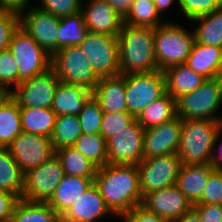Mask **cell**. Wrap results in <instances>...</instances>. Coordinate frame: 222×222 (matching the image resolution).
<instances>
[{"mask_svg":"<svg viewBox=\"0 0 222 222\" xmlns=\"http://www.w3.org/2000/svg\"><path fill=\"white\" fill-rule=\"evenodd\" d=\"M64 175L61 162L55 154L37 168L24 174L22 199L47 202Z\"/></svg>","mask_w":222,"mask_h":222,"instance_id":"obj_11","label":"cell"},{"mask_svg":"<svg viewBox=\"0 0 222 222\" xmlns=\"http://www.w3.org/2000/svg\"><path fill=\"white\" fill-rule=\"evenodd\" d=\"M8 149L24 174L55 155L51 138L23 131L12 141Z\"/></svg>","mask_w":222,"mask_h":222,"instance_id":"obj_15","label":"cell"},{"mask_svg":"<svg viewBox=\"0 0 222 222\" xmlns=\"http://www.w3.org/2000/svg\"><path fill=\"white\" fill-rule=\"evenodd\" d=\"M194 27L195 41L209 46L222 47V7L209 14L196 17Z\"/></svg>","mask_w":222,"mask_h":222,"instance_id":"obj_30","label":"cell"},{"mask_svg":"<svg viewBox=\"0 0 222 222\" xmlns=\"http://www.w3.org/2000/svg\"><path fill=\"white\" fill-rule=\"evenodd\" d=\"M108 214L113 215L106 206L98 187L93 183L63 215L79 222H95Z\"/></svg>","mask_w":222,"mask_h":222,"instance_id":"obj_20","label":"cell"},{"mask_svg":"<svg viewBox=\"0 0 222 222\" xmlns=\"http://www.w3.org/2000/svg\"><path fill=\"white\" fill-rule=\"evenodd\" d=\"M222 121L182 120L177 154L182 164H209Z\"/></svg>","mask_w":222,"mask_h":222,"instance_id":"obj_3","label":"cell"},{"mask_svg":"<svg viewBox=\"0 0 222 222\" xmlns=\"http://www.w3.org/2000/svg\"><path fill=\"white\" fill-rule=\"evenodd\" d=\"M181 165L177 153L142 159L136 167L143 198L151 192L176 185Z\"/></svg>","mask_w":222,"mask_h":222,"instance_id":"obj_9","label":"cell"},{"mask_svg":"<svg viewBox=\"0 0 222 222\" xmlns=\"http://www.w3.org/2000/svg\"><path fill=\"white\" fill-rule=\"evenodd\" d=\"M58 50L68 46H78L88 34L82 12L60 17Z\"/></svg>","mask_w":222,"mask_h":222,"instance_id":"obj_34","label":"cell"},{"mask_svg":"<svg viewBox=\"0 0 222 222\" xmlns=\"http://www.w3.org/2000/svg\"><path fill=\"white\" fill-rule=\"evenodd\" d=\"M78 47L89 58L90 65L100 78L120 74L117 37L88 32Z\"/></svg>","mask_w":222,"mask_h":222,"instance_id":"obj_10","label":"cell"},{"mask_svg":"<svg viewBox=\"0 0 222 222\" xmlns=\"http://www.w3.org/2000/svg\"><path fill=\"white\" fill-rule=\"evenodd\" d=\"M94 184L115 216L129 212L143 202L138 169L135 165L108 163L98 168Z\"/></svg>","mask_w":222,"mask_h":222,"instance_id":"obj_1","label":"cell"},{"mask_svg":"<svg viewBox=\"0 0 222 222\" xmlns=\"http://www.w3.org/2000/svg\"><path fill=\"white\" fill-rule=\"evenodd\" d=\"M201 222H222V205L216 204H195Z\"/></svg>","mask_w":222,"mask_h":222,"instance_id":"obj_46","label":"cell"},{"mask_svg":"<svg viewBox=\"0 0 222 222\" xmlns=\"http://www.w3.org/2000/svg\"><path fill=\"white\" fill-rule=\"evenodd\" d=\"M103 111L99 103L91 97L78 115L83 134H100Z\"/></svg>","mask_w":222,"mask_h":222,"instance_id":"obj_37","label":"cell"},{"mask_svg":"<svg viewBox=\"0 0 222 222\" xmlns=\"http://www.w3.org/2000/svg\"><path fill=\"white\" fill-rule=\"evenodd\" d=\"M176 0H153L159 14L173 5ZM178 4V0L176 1Z\"/></svg>","mask_w":222,"mask_h":222,"instance_id":"obj_51","label":"cell"},{"mask_svg":"<svg viewBox=\"0 0 222 222\" xmlns=\"http://www.w3.org/2000/svg\"><path fill=\"white\" fill-rule=\"evenodd\" d=\"M21 132L20 106L10 95L0 106V147H8Z\"/></svg>","mask_w":222,"mask_h":222,"instance_id":"obj_28","label":"cell"},{"mask_svg":"<svg viewBox=\"0 0 222 222\" xmlns=\"http://www.w3.org/2000/svg\"><path fill=\"white\" fill-rule=\"evenodd\" d=\"M94 179L64 175L46 203L57 213L64 214L91 187Z\"/></svg>","mask_w":222,"mask_h":222,"instance_id":"obj_22","label":"cell"},{"mask_svg":"<svg viewBox=\"0 0 222 222\" xmlns=\"http://www.w3.org/2000/svg\"><path fill=\"white\" fill-rule=\"evenodd\" d=\"M51 67L61 82L83 86L91 92L100 80L89 58L78 46L59 49L52 56Z\"/></svg>","mask_w":222,"mask_h":222,"instance_id":"obj_7","label":"cell"},{"mask_svg":"<svg viewBox=\"0 0 222 222\" xmlns=\"http://www.w3.org/2000/svg\"><path fill=\"white\" fill-rule=\"evenodd\" d=\"M15 59L8 49L0 51V88L12 92L9 85L18 86V69Z\"/></svg>","mask_w":222,"mask_h":222,"instance_id":"obj_39","label":"cell"},{"mask_svg":"<svg viewBox=\"0 0 222 222\" xmlns=\"http://www.w3.org/2000/svg\"><path fill=\"white\" fill-rule=\"evenodd\" d=\"M10 95V92L6 91L3 88H0V106Z\"/></svg>","mask_w":222,"mask_h":222,"instance_id":"obj_52","label":"cell"},{"mask_svg":"<svg viewBox=\"0 0 222 222\" xmlns=\"http://www.w3.org/2000/svg\"><path fill=\"white\" fill-rule=\"evenodd\" d=\"M166 93L175 100L199 87L206 78L185 64L174 65L164 71Z\"/></svg>","mask_w":222,"mask_h":222,"instance_id":"obj_25","label":"cell"},{"mask_svg":"<svg viewBox=\"0 0 222 222\" xmlns=\"http://www.w3.org/2000/svg\"><path fill=\"white\" fill-rule=\"evenodd\" d=\"M175 117H177L176 100L166 93L144 108L136 120L144 129H149L171 121Z\"/></svg>","mask_w":222,"mask_h":222,"instance_id":"obj_27","label":"cell"},{"mask_svg":"<svg viewBox=\"0 0 222 222\" xmlns=\"http://www.w3.org/2000/svg\"><path fill=\"white\" fill-rule=\"evenodd\" d=\"M194 31L189 32L181 25L167 21L155 28L154 49L160 71L174 65L185 64L193 43Z\"/></svg>","mask_w":222,"mask_h":222,"instance_id":"obj_4","label":"cell"},{"mask_svg":"<svg viewBox=\"0 0 222 222\" xmlns=\"http://www.w3.org/2000/svg\"><path fill=\"white\" fill-rule=\"evenodd\" d=\"M83 0H39V9L53 14L57 17H64L76 14L81 11Z\"/></svg>","mask_w":222,"mask_h":222,"instance_id":"obj_41","label":"cell"},{"mask_svg":"<svg viewBox=\"0 0 222 222\" xmlns=\"http://www.w3.org/2000/svg\"><path fill=\"white\" fill-rule=\"evenodd\" d=\"M60 80L51 67L38 76L22 81L11 92L20 107L51 108Z\"/></svg>","mask_w":222,"mask_h":222,"instance_id":"obj_12","label":"cell"},{"mask_svg":"<svg viewBox=\"0 0 222 222\" xmlns=\"http://www.w3.org/2000/svg\"><path fill=\"white\" fill-rule=\"evenodd\" d=\"M18 26V14L11 11L0 10V51L8 49L11 36Z\"/></svg>","mask_w":222,"mask_h":222,"instance_id":"obj_43","label":"cell"},{"mask_svg":"<svg viewBox=\"0 0 222 222\" xmlns=\"http://www.w3.org/2000/svg\"><path fill=\"white\" fill-rule=\"evenodd\" d=\"M136 118L127 111L112 113H103V119L100 128V135L105 139L118 134L130 125Z\"/></svg>","mask_w":222,"mask_h":222,"instance_id":"obj_38","label":"cell"},{"mask_svg":"<svg viewBox=\"0 0 222 222\" xmlns=\"http://www.w3.org/2000/svg\"><path fill=\"white\" fill-rule=\"evenodd\" d=\"M159 15L153 0H134L123 23L134 27L156 28L165 23Z\"/></svg>","mask_w":222,"mask_h":222,"instance_id":"obj_33","label":"cell"},{"mask_svg":"<svg viewBox=\"0 0 222 222\" xmlns=\"http://www.w3.org/2000/svg\"><path fill=\"white\" fill-rule=\"evenodd\" d=\"M221 104L222 83L218 77L206 79L195 90L176 100L177 116L181 120L222 121L216 114Z\"/></svg>","mask_w":222,"mask_h":222,"instance_id":"obj_5","label":"cell"},{"mask_svg":"<svg viewBox=\"0 0 222 222\" xmlns=\"http://www.w3.org/2000/svg\"><path fill=\"white\" fill-rule=\"evenodd\" d=\"M181 128L182 120L177 116L156 127L144 129L143 159L176 154Z\"/></svg>","mask_w":222,"mask_h":222,"instance_id":"obj_16","label":"cell"},{"mask_svg":"<svg viewBox=\"0 0 222 222\" xmlns=\"http://www.w3.org/2000/svg\"><path fill=\"white\" fill-rule=\"evenodd\" d=\"M85 25L89 32L117 37L123 25V17L115 12L105 0H89L81 5Z\"/></svg>","mask_w":222,"mask_h":222,"instance_id":"obj_18","label":"cell"},{"mask_svg":"<svg viewBox=\"0 0 222 222\" xmlns=\"http://www.w3.org/2000/svg\"><path fill=\"white\" fill-rule=\"evenodd\" d=\"M186 19H192L211 13L222 7V0H178Z\"/></svg>","mask_w":222,"mask_h":222,"instance_id":"obj_40","label":"cell"},{"mask_svg":"<svg viewBox=\"0 0 222 222\" xmlns=\"http://www.w3.org/2000/svg\"><path fill=\"white\" fill-rule=\"evenodd\" d=\"M73 147L98 168L108 164L106 140L100 134H81Z\"/></svg>","mask_w":222,"mask_h":222,"instance_id":"obj_36","label":"cell"},{"mask_svg":"<svg viewBox=\"0 0 222 222\" xmlns=\"http://www.w3.org/2000/svg\"><path fill=\"white\" fill-rule=\"evenodd\" d=\"M222 61V47L209 46L194 41L186 66L206 79L217 77Z\"/></svg>","mask_w":222,"mask_h":222,"instance_id":"obj_24","label":"cell"},{"mask_svg":"<svg viewBox=\"0 0 222 222\" xmlns=\"http://www.w3.org/2000/svg\"><path fill=\"white\" fill-rule=\"evenodd\" d=\"M92 97L104 113L126 111L125 75L101 77L92 91Z\"/></svg>","mask_w":222,"mask_h":222,"instance_id":"obj_19","label":"cell"},{"mask_svg":"<svg viewBox=\"0 0 222 222\" xmlns=\"http://www.w3.org/2000/svg\"><path fill=\"white\" fill-rule=\"evenodd\" d=\"M92 92L83 86L71 85L60 81L57 86L52 111L57 115H79Z\"/></svg>","mask_w":222,"mask_h":222,"instance_id":"obj_23","label":"cell"},{"mask_svg":"<svg viewBox=\"0 0 222 222\" xmlns=\"http://www.w3.org/2000/svg\"><path fill=\"white\" fill-rule=\"evenodd\" d=\"M175 222H201L197 210L192 206Z\"/></svg>","mask_w":222,"mask_h":222,"instance_id":"obj_50","label":"cell"},{"mask_svg":"<svg viewBox=\"0 0 222 222\" xmlns=\"http://www.w3.org/2000/svg\"><path fill=\"white\" fill-rule=\"evenodd\" d=\"M59 216L46 202H32L20 198L10 222H58Z\"/></svg>","mask_w":222,"mask_h":222,"instance_id":"obj_32","label":"cell"},{"mask_svg":"<svg viewBox=\"0 0 222 222\" xmlns=\"http://www.w3.org/2000/svg\"><path fill=\"white\" fill-rule=\"evenodd\" d=\"M142 205L168 222L177 221L192 207L176 185L147 194Z\"/></svg>","mask_w":222,"mask_h":222,"instance_id":"obj_17","label":"cell"},{"mask_svg":"<svg viewBox=\"0 0 222 222\" xmlns=\"http://www.w3.org/2000/svg\"><path fill=\"white\" fill-rule=\"evenodd\" d=\"M123 222H168L149 211L142 204L135 206L131 211L117 215Z\"/></svg>","mask_w":222,"mask_h":222,"instance_id":"obj_44","label":"cell"},{"mask_svg":"<svg viewBox=\"0 0 222 222\" xmlns=\"http://www.w3.org/2000/svg\"><path fill=\"white\" fill-rule=\"evenodd\" d=\"M19 197L13 193L0 190V222H10Z\"/></svg>","mask_w":222,"mask_h":222,"instance_id":"obj_45","label":"cell"},{"mask_svg":"<svg viewBox=\"0 0 222 222\" xmlns=\"http://www.w3.org/2000/svg\"><path fill=\"white\" fill-rule=\"evenodd\" d=\"M8 50L18 69V85L51 68L50 56L20 25L14 30Z\"/></svg>","mask_w":222,"mask_h":222,"instance_id":"obj_6","label":"cell"},{"mask_svg":"<svg viewBox=\"0 0 222 222\" xmlns=\"http://www.w3.org/2000/svg\"><path fill=\"white\" fill-rule=\"evenodd\" d=\"M82 134L81 124L77 115H60L56 117L51 141L55 150L73 146Z\"/></svg>","mask_w":222,"mask_h":222,"instance_id":"obj_35","label":"cell"},{"mask_svg":"<svg viewBox=\"0 0 222 222\" xmlns=\"http://www.w3.org/2000/svg\"><path fill=\"white\" fill-rule=\"evenodd\" d=\"M126 111L135 118L152 102L166 94L164 72L125 75Z\"/></svg>","mask_w":222,"mask_h":222,"instance_id":"obj_8","label":"cell"},{"mask_svg":"<svg viewBox=\"0 0 222 222\" xmlns=\"http://www.w3.org/2000/svg\"><path fill=\"white\" fill-rule=\"evenodd\" d=\"M29 1L30 0H0V10L11 11L20 15L28 10L27 5Z\"/></svg>","mask_w":222,"mask_h":222,"instance_id":"obj_47","label":"cell"},{"mask_svg":"<svg viewBox=\"0 0 222 222\" xmlns=\"http://www.w3.org/2000/svg\"><path fill=\"white\" fill-rule=\"evenodd\" d=\"M222 134V124L220 125L218 132L216 134L215 143L213 146L211 158H210V166L216 170V171H222V143L220 144V147L218 148L219 152H216V143L219 140V137H221Z\"/></svg>","mask_w":222,"mask_h":222,"instance_id":"obj_48","label":"cell"},{"mask_svg":"<svg viewBox=\"0 0 222 222\" xmlns=\"http://www.w3.org/2000/svg\"><path fill=\"white\" fill-rule=\"evenodd\" d=\"M22 131L51 137L57 115L51 108L20 107Z\"/></svg>","mask_w":222,"mask_h":222,"instance_id":"obj_26","label":"cell"},{"mask_svg":"<svg viewBox=\"0 0 222 222\" xmlns=\"http://www.w3.org/2000/svg\"><path fill=\"white\" fill-rule=\"evenodd\" d=\"M213 170L210 164L181 165L176 186L192 206L199 202Z\"/></svg>","mask_w":222,"mask_h":222,"instance_id":"obj_21","label":"cell"},{"mask_svg":"<svg viewBox=\"0 0 222 222\" xmlns=\"http://www.w3.org/2000/svg\"><path fill=\"white\" fill-rule=\"evenodd\" d=\"M197 204L222 205V171L213 170Z\"/></svg>","mask_w":222,"mask_h":222,"instance_id":"obj_42","label":"cell"},{"mask_svg":"<svg viewBox=\"0 0 222 222\" xmlns=\"http://www.w3.org/2000/svg\"><path fill=\"white\" fill-rule=\"evenodd\" d=\"M121 17H125L134 0H105Z\"/></svg>","mask_w":222,"mask_h":222,"instance_id":"obj_49","label":"cell"},{"mask_svg":"<svg viewBox=\"0 0 222 222\" xmlns=\"http://www.w3.org/2000/svg\"><path fill=\"white\" fill-rule=\"evenodd\" d=\"M60 17L34 5L19 15V25L50 55L58 51Z\"/></svg>","mask_w":222,"mask_h":222,"instance_id":"obj_13","label":"cell"},{"mask_svg":"<svg viewBox=\"0 0 222 222\" xmlns=\"http://www.w3.org/2000/svg\"><path fill=\"white\" fill-rule=\"evenodd\" d=\"M144 128L135 119L124 130L106 140L108 163L137 165L143 159Z\"/></svg>","mask_w":222,"mask_h":222,"instance_id":"obj_14","label":"cell"},{"mask_svg":"<svg viewBox=\"0 0 222 222\" xmlns=\"http://www.w3.org/2000/svg\"><path fill=\"white\" fill-rule=\"evenodd\" d=\"M65 175L95 178L98 167L78 152L73 146L62 147L55 150Z\"/></svg>","mask_w":222,"mask_h":222,"instance_id":"obj_31","label":"cell"},{"mask_svg":"<svg viewBox=\"0 0 222 222\" xmlns=\"http://www.w3.org/2000/svg\"><path fill=\"white\" fill-rule=\"evenodd\" d=\"M155 28L122 25L118 38L120 74L152 73L159 70L154 49Z\"/></svg>","mask_w":222,"mask_h":222,"instance_id":"obj_2","label":"cell"},{"mask_svg":"<svg viewBox=\"0 0 222 222\" xmlns=\"http://www.w3.org/2000/svg\"><path fill=\"white\" fill-rule=\"evenodd\" d=\"M24 173L8 147H0V190L22 198Z\"/></svg>","mask_w":222,"mask_h":222,"instance_id":"obj_29","label":"cell"},{"mask_svg":"<svg viewBox=\"0 0 222 222\" xmlns=\"http://www.w3.org/2000/svg\"><path fill=\"white\" fill-rule=\"evenodd\" d=\"M217 77L219 78L220 82L222 83V61H221V64H220V68H219Z\"/></svg>","mask_w":222,"mask_h":222,"instance_id":"obj_54","label":"cell"},{"mask_svg":"<svg viewBox=\"0 0 222 222\" xmlns=\"http://www.w3.org/2000/svg\"><path fill=\"white\" fill-rule=\"evenodd\" d=\"M58 222H79V221L69 219L66 216H64L63 214H60V216L58 218Z\"/></svg>","mask_w":222,"mask_h":222,"instance_id":"obj_53","label":"cell"}]
</instances>
